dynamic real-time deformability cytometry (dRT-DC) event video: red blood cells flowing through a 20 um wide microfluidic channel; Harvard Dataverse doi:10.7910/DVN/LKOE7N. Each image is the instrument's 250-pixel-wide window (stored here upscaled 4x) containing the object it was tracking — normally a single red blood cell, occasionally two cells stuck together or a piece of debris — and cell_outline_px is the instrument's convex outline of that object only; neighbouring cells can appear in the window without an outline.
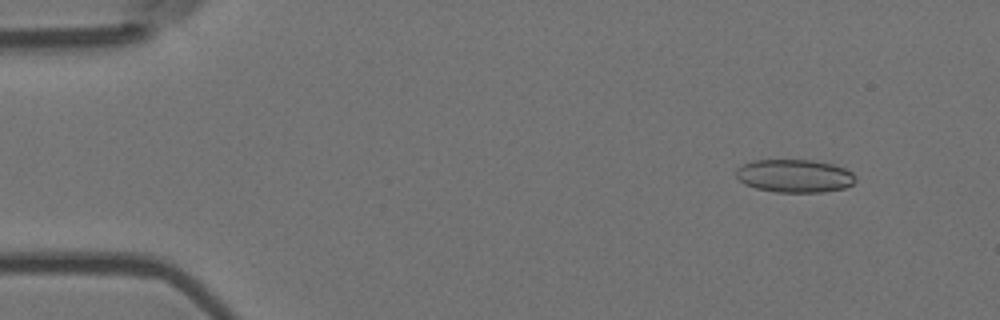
{"species": "Egyptian fruit bat (a non-hibernating species)", "species_latin": "Rousettus aegyptiacus", "temperature_condition": "room temperature", "stored_images_in_passage": 6, "camera_frame_rate_fps": 3000, "um_per_image_px": 0.085, "animal": {"sex": "female"}, "frame": {"image": 1, "passage_image": 2, "time_ms": 0.333, "image_size_px": [1000, 320], "cell_outline_px": [[856, 180], [852, 184], [844, 188], [824, 192], [776, 192], [756, 188], [744, 184], [736, 176], [736, 168], [752, 160], [812, 160], [832, 164], [844, 168], [852, 172], [856, 176]], "centroid_in_image_um": [67.54, 14.95], "position_along_channel_um": 17.5, "area_um2": 23.06}}
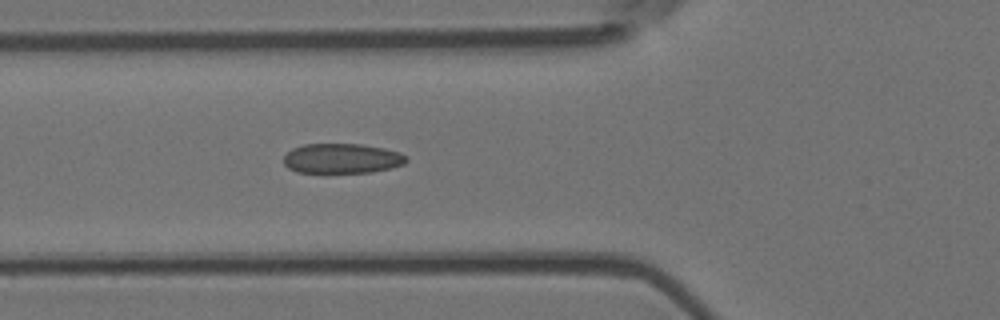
{"frame": {"image": 2, "passage_image": 6, "time_ms": 1.667, "image_size_px": [1000, 320], "cell_outline_px": [[408, 160], [404, 164], [392, 168], [372, 172], [296, 172], [288, 168], [284, 164], [284, 156], [292, 148], [304, 144], [360, 144], [384, 148], [400, 152], [408, 156]], "centroid_in_image_um": [29.09, 13.46], "position_along_channel_um": 96.7, "area_um2": 21.44}}